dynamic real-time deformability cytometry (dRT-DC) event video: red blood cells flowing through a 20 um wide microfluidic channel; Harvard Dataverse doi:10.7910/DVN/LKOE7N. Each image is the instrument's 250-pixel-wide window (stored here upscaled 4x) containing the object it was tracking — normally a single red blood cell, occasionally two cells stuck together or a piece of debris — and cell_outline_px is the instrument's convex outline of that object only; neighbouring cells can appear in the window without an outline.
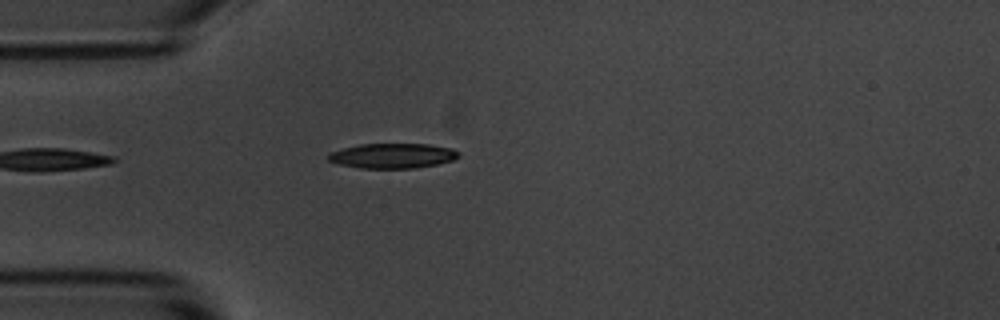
{"species": "common noctule bat (a hibernating species)", "species_latin": "Nyctalus noctula", "temperature_condition": "room temperature", "stored_images_in_passage": 1, "camera_frame_rate_fps": 3000, "um_per_image_px": 0.085, "animal": {"sex": "male", "body_mass_g": 20.1, "forearm_length_mm": 53.5}, "frame": {"image": 1, "passage_image": 1, "time_ms": 0.0, "image_size_px": [1000, 320], "cell_outline_px": [[460, 156], [452, 160], [436, 164], [416, 168], [360, 168], [340, 164], [328, 160], [328, 152], [360, 144], [428, 144], [452, 148], [460, 152]], "centroid_in_image_um": [33.38, 13.24], "position_along_channel_um": 51.6, "area_um2": 18.9}}